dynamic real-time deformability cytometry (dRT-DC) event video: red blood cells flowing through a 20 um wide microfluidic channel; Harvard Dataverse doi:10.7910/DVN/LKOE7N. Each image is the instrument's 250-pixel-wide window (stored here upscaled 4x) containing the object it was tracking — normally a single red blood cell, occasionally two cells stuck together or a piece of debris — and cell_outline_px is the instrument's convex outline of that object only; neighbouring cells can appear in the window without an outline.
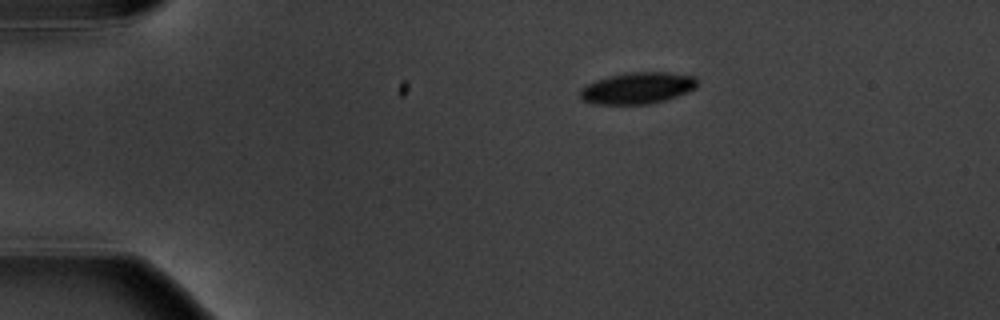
{"species": "common noctule bat (a hibernating species)", "species_latin": "Nyctalus noctula", "temperature_condition": "warm", "stored_images_in_passage": 3, "camera_frame_rate_fps": 3000, "um_per_image_px": 0.085, "animal": {"sex": "male", "body_mass_g": 20.1, "forearm_length_mm": 53.5}, "frame": {"image": 1, "passage_image": 1, "time_ms": 0.0, "image_size_px": [1000, 320], "cell_outline_px": [[696, 88], [676, 96], [652, 104], [592, 104], [580, 100], [580, 92], [588, 84], [596, 80], [608, 76], [628, 72], [668, 72], [692, 76], [696, 80]], "centroid_in_image_um": [54.15, 7.49], "position_along_channel_um": 30.8, "area_um2": 21.39}}